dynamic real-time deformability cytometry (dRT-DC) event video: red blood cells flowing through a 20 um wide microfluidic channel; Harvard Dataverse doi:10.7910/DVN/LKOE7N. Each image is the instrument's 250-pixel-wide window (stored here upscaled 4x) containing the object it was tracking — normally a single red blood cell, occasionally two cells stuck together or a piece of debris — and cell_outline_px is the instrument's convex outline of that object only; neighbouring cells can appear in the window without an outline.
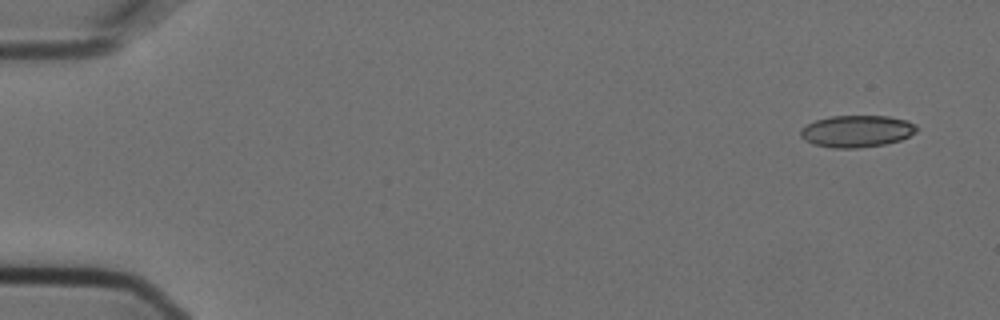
{"species": "Egyptian fruit bat (a non-hibernating species)", "species_latin": "Rousettus aegyptiacus", "temperature_condition": "cold", "stored_images_in_passage": 5, "camera_frame_rate_fps": 3000, "um_per_image_px": 0.085, "animal": {"sex": "female"}, "frame": {"image": 1, "passage_image": 1, "time_ms": 0.0, "image_size_px": [1000, 320], "cell_outline_px": [[916, 132], [900, 140], [884, 144], [856, 148], [832, 148], [812, 144], [804, 140], [800, 136], [800, 128], [816, 120], [832, 116], [888, 116], [908, 120], [916, 124]], "centroid_in_image_um": [72.8, 11.15], "position_along_channel_um": 12.2, "area_um2": 21.62}}